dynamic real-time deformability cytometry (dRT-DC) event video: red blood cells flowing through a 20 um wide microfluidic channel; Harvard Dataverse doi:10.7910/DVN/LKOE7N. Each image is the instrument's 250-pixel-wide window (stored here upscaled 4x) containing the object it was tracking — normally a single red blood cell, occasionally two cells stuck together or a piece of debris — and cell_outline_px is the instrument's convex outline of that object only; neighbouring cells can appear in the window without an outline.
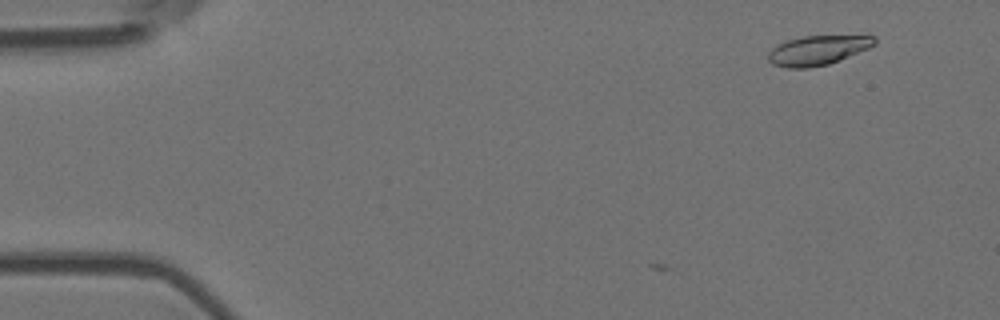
{"species": "Egyptian fruit bat (a non-hibernating species)", "species_latin": "Rousettus aegyptiacus", "temperature_condition": "room temperature", "stored_images_in_passage": 3, "camera_frame_rate_fps": 3000, "um_per_image_px": 0.085, "animal": {"sex": "female"}, "frame": {"image": 1, "passage_image": 1, "time_ms": 0.0, "image_size_px": [1000, 320], "cell_outline_px": [[876, 44], [868, 48], [828, 64], [808, 68], [788, 68], [772, 64], [768, 60], [768, 52], [776, 44], [788, 40], [804, 36], [876, 36]], "centroid_in_image_um": [69.46, 4.27], "position_along_channel_um": 15.5, "area_um2": 18.09}}